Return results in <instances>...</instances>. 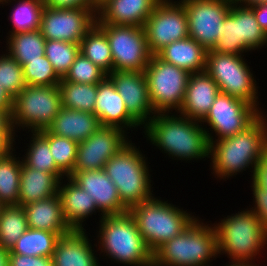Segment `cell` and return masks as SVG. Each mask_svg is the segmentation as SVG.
I'll return each instance as SVG.
<instances>
[{"label":"cell","mask_w":267,"mask_h":266,"mask_svg":"<svg viewBox=\"0 0 267 266\" xmlns=\"http://www.w3.org/2000/svg\"><path fill=\"white\" fill-rule=\"evenodd\" d=\"M143 128L144 138L173 160L209 158L210 143L200 121L178 112L157 113Z\"/></svg>","instance_id":"1"},{"label":"cell","mask_w":267,"mask_h":266,"mask_svg":"<svg viewBox=\"0 0 267 266\" xmlns=\"http://www.w3.org/2000/svg\"><path fill=\"white\" fill-rule=\"evenodd\" d=\"M267 149V132L263 118L259 116L250 126L234 136L210 143L209 158L213 176L227 180L252 169ZM251 167V168H250Z\"/></svg>","instance_id":"2"},{"label":"cell","mask_w":267,"mask_h":266,"mask_svg":"<svg viewBox=\"0 0 267 266\" xmlns=\"http://www.w3.org/2000/svg\"><path fill=\"white\" fill-rule=\"evenodd\" d=\"M97 231L98 250L115 263L124 266H153V253L128 212L103 216Z\"/></svg>","instance_id":"3"},{"label":"cell","mask_w":267,"mask_h":266,"mask_svg":"<svg viewBox=\"0 0 267 266\" xmlns=\"http://www.w3.org/2000/svg\"><path fill=\"white\" fill-rule=\"evenodd\" d=\"M199 219L153 253V266H210L219 256L217 235L214 225Z\"/></svg>","instance_id":"4"},{"label":"cell","mask_w":267,"mask_h":266,"mask_svg":"<svg viewBox=\"0 0 267 266\" xmlns=\"http://www.w3.org/2000/svg\"><path fill=\"white\" fill-rule=\"evenodd\" d=\"M139 148L129 142L103 168L116 185L118 196L128 210L154 197L147 158Z\"/></svg>","instance_id":"5"},{"label":"cell","mask_w":267,"mask_h":266,"mask_svg":"<svg viewBox=\"0 0 267 266\" xmlns=\"http://www.w3.org/2000/svg\"><path fill=\"white\" fill-rule=\"evenodd\" d=\"M218 254H226L230 262H253L267 245V231L247 208L214 223Z\"/></svg>","instance_id":"6"},{"label":"cell","mask_w":267,"mask_h":266,"mask_svg":"<svg viewBox=\"0 0 267 266\" xmlns=\"http://www.w3.org/2000/svg\"><path fill=\"white\" fill-rule=\"evenodd\" d=\"M137 228L149 250L154 253L165 242L179 235L197 217L179 206L153 197L130 208Z\"/></svg>","instance_id":"7"},{"label":"cell","mask_w":267,"mask_h":266,"mask_svg":"<svg viewBox=\"0 0 267 266\" xmlns=\"http://www.w3.org/2000/svg\"><path fill=\"white\" fill-rule=\"evenodd\" d=\"M61 109L59 85L26 86L13 99L11 125L15 135L18 127L28 132L47 129Z\"/></svg>","instance_id":"8"},{"label":"cell","mask_w":267,"mask_h":266,"mask_svg":"<svg viewBox=\"0 0 267 266\" xmlns=\"http://www.w3.org/2000/svg\"><path fill=\"white\" fill-rule=\"evenodd\" d=\"M241 55L209 50L205 72L217 83L219 91L240 98L259 110L257 81Z\"/></svg>","instance_id":"9"},{"label":"cell","mask_w":267,"mask_h":266,"mask_svg":"<svg viewBox=\"0 0 267 266\" xmlns=\"http://www.w3.org/2000/svg\"><path fill=\"white\" fill-rule=\"evenodd\" d=\"M151 105L155 113L179 112L190 73L152 55L144 70Z\"/></svg>","instance_id":"10"},{"label":"cell","mask_w":267,"mask_h":266,"mask_svg":"<svg viewBox=\"0 0 267 266\" xmlns=\"http://www.w3.org/2000/svg\"><path fill=\"white\" fill-rule=\"evenodd\" d=\"M109 41L113 71L143 72L152 53L149 50L144 27L133 25H105L97 18L95 23Z\"/></svg>","instance_id":"11"},{"label":"cell","mask_w":267,"mask_h":266,"mask_svg":"<svg viewBox=\"0 0 267 266\" xmlns=\"http://www.w3.org/2000/svg\"><path fill=\"white\" fill-rule=\"evenodd\" d=\"M259 116L260 110L256 106L240 98L219 92L201 124L207 133L209 143H212L214 139H224L243 131ZM204 123L210 127V131L207 126L204 127Z\"/></svg>","instance_id":"12"},{"label":"cell","mask_w":267,"mask_h":266,"mask_svg":"<svg viewBox=\"0 0 267 266\" xmlns=\"http://www.w3.org/2000/svg\"><path fill=\"white\" fill-rule=\"evenodd\" d=\"M144 30L152 55L174 41L189 37L184 5L179 0H161L147 18Z\"/></svg>","instance_id":"13"},{"label":"cell","mask_w":267,"mask_h":266,"mask_svg":"<svg viewBox=\"0 0 267 266\" xmlns=\"http://www.w3.org/2000/svg\"><path fill=\"white\" fill-rule=\"evenodd\" d=\"M188 18L189 37L207 51L212 50L222 35V23L229 13L230 0H179Z\"/></svg>","instance_id":"14"},{"label":"cell","mask_w":267,"mask_h":266,"mask_svg":"<svg viewBox=\"0 0 267 266\" xmlns=\"http://www.w3.org/2000/svg\"><path fill=\"white\" fill-rule=\"evenodd\" d=\"M96 12L90 8H51L42 11L40 32L46 40H60L80 44L96 23Z\"/></svg>","instance_id":"15"},{"label":"cell","mask_w":267,"mask_h":266,"mask_svg":"<svg viewBox=\"0 0 267 266\" xmlns=\"http://www.w3.org/2000/svg\"><path fill=\"white\" fill-rule=\"evenodd\" d=\"M127 137L122 129L101 126L89 138L78 143L73 171L103 169L111 157L131 142Z\"/></svg>","instance_id":"16"},{"label":"cell","mask_w":267,"mask_h":266,"mask_svg":"<svg viewBox=\"0 0 267 266\" xmlns=\"http://www.w3.org/2000/svg\"><path fill=\"white\" fill-rule=\"evenodd\" d=\"M107 77L123 99L128 113L143 128L156 114L149 99L144 71H113Z\"/></svg>","instance_id":"17"},{"label":"cell","mask_w":267,"mask_h":266,"mask_svg":"<svg viewBox=\"0 0 267 266\" xmlns=\"http://www.w3.org/2000/svg\"><path fill=\"white\" fill-rule=\"evenodd\" d=\"M69 177L94 199L104 216L128 212L118 196L116 185L103 169L73 171Z\"/></svg>","instance_id":"18"},{"label":"cell","mask_w":267,"mask_h":266,"mask_svg":"<svg viewBox=\"0 0 267 266\" xmlns=\"http://www.w3.org/2000/svg\"><path fill=\"white\" fill-rule=\"evenodd\" d=\"M94 114L101 126L116 127L128 134V128L132 132L138 126L141 127L126 110L123 99L108 77L97 84Z\"/></svg>","instance_id":"19"},{"label":"cell","mask_w":267,"mask_h":266,"mask_svg":"<svg viewBox=\"0 0 267 266\" xmlns=\"http://www.w3.org/2000/svg\"><path fill=\"white\" fill-rule=\"evenodd\" d=\"M219 92L217 83L205 71L190 74L178 114L201 122L209 113Z\"/></svg>","instance_id":"20"},{"label":"cell","mask_w":267,"mask_h":266,"mask_svg":"<svg viewBox=\"0 0 267 266\" xmlns=\"http://www.w3.org/2000/svg\"><path fill=\"white\" fill-rule=\"evenodd\" d=\"M161 0H106L98 9L97 19L105 25L144 27L145 22Z\"/></svg>","instance_id":"21"},{"label":"cell","mask_w":267,"mask_h":266,"mask_svg":"<svg viewBox=\"0 0 267 266\" xmlns=\"http://www.w3.org/2000/svg\"><path fill=\"white\" fill-rule=\"evenodd\" d=\"M86 230H73L61 236L52 254L54 266H100L97 252ZM93 247V249H92ZM95 250V251H94Z\"/></svg>","instance_id":"22"},{"label":"cell","mask_w":267,"mask_h":266,"mask_svg":"<svg viewBox=\"0 0 267 266\" xmlns=\"http://www.w3.org/2000/svg\"><path fill=\"white\" fill-rule=\"evenodd\" d=\"M66 180L67 184L63 183V179L59 182L58 195L68 225L73 230H84L83 222L96 211L100 213L101 220L104 215L98 210L94 199L70 177H66Z\"/></svg>","instance_id":"23"},{"label":"cell","mask_w":267,"mask_h":266,"mask_svg":"<svg viewBox=\"0 0 267 266\" xmlns=\"http://www.w3.org/2000/svg\"><path fill=\"white\" fill-rule=\"evenodd\" d=\"M23 208L26 212L28 228L54 232L60 237L73 231L63 215L58 193L47 199L23 205Z\"/></svg>","instance_id":"24"},{"label":"cell","mask_w":267,"mask_h":266,"mask_svg":"<svg viewBox=\"0 0 267 266\" xmlns=\"http://www.w3.org/2000/svg\"><path fill=\"white\" fill-rule=\"evenodd\" d=\"M100 127L95 114L62 107L47 130L56 136L66 137L80 143Z\"/></svg>","instance_id":"25"},{"label":"cell","mask_w":267,"mask_h":266,"mask_svg":"<svg viewBox=\"0 0 267 266\" xmlns=\"http://www.w3.org/2000/svg\"><path fill=\"white\" fill-rule=\"evenodd\" d=\"M207 50L194 39L187 37L174 41L156 55L190 74L205 71Z\"/></svg>","instance_id":"26"},{"label":"cell","mask_w":267,"mask_h":266,"mask_svg":"<svg viewBox=\"0 0 267 266\" xmlns=\"http://www.w3.org/2000/svg\"><path fill=\"white\" fill-rule=\"evenodd\" d=\"M59 182L53 173L34 170L22 162L19 204L23 206L56 195Z\"/></svg>","instance_id":"27"},{"label":"cell","mask_w":267,"mask_h":266,"mask_svg":"<svg viewBox=\"0 0 267 266\" xmlns=\"http://www.w3.org/2000/svg\"><path fill=\"white\" fill-rule=\"evenodd\" d=\"M31 139L26 149V156L21 157L22 162L38 171L53 173L60 181L67 177L57 166L49 147V131L31 132ZM65 177V178H64Z\"/></svg>","instance_id":"28"},{"label":"cell","mask_w":267,"mask_h":266,"mask_svg":"<svg viewBox=\"0 0 267 266\" xmlns=\"http://www.w3.org/2000/svg\"><path fill=\"white\" fill-rule=\"evenodd\" d=\"M6 51L24 66L29 60L45 55L46 39L40 30L21 32L6 36Z\"/></svg>","instance_id":"29"},{"label":"cell","mask_w":267,"mask_h":266,"mask_svg":"<svg viewBox=\"0 0 267 266\" xmlns=\"http://www.w3.org/2000/svg\"><path fill=\"white\" fill-rule=\"evenodd\" d=\"M59 238L60 236L54 232L28 228L18 238L9 254L52 257Z\"/></svg>","instance_id":"30"},{"label":"cell","mask_w":267,"mask_h":266,"mask_svg":"<svg viewBox=\"0 0 267 266\" xmlns=\"http://www.w3.org/2000/svg\"><path fill=\"white\" fill-rule=\"evenodd\" d=\"M15 1L10 12V23L12 29L8 35L21 32H30L39 30L42 11L45 7L43 0H2L1 5H9ZM16 5V6H15Z\"/></svg>","instance_id":"31"},{"label":"cell","mask_w":267,"mask_h":266,"mask_svg":"<svg viewBox=\"0 0 267 266\" xmlns=\"http://www.w3.org/2000/svg\"><path fill=\"white\" fill-rule=\"evenodd\" d=\"M80 53L101 68L107 75L113 72V58L106 34L96 25L80 42Z\"/></svg>","instance_id":"32"},{"label":"cell","mask_w":267,"mask_h":266,"mask_svg":"<svg viewBox=\"0 0 267 266\" xmlns=\"http://www.w3.org/2000/svg\"><path fill=\"white\" fill-rule=\"evenodd\" d=\"M15 147L6 156L0 158V201L4 205L19 204L21 157L16 158Z\"/></svg>","instance_id":"33"},{"label":"cell","mask_w":267,"mask_h":266,"mask_svg":"<svg viewBox=\"0 0 267 266\" xmlns=\"http://www.w3.org/2000/svg\"><path fill=\"white\" fill-rule=\"evenodd\" d=\"M59 90L62 107L94 114L97 84L75 83L61 78Z\"/></svg>","instance_id":"34"},{"label":"cell","mask_w":267,"mask_h":266,"mask_svg":"<svg viewBox=\"0 0 267 266\" xmlns=\"http://www.w3.org/2000/svg\"><path fill=\"white\" fill-rule=\"evenodd\" d=\"M27 229V216L23 206L4 205L0 214V246L10 251Z\"/></svg>","instance_id":"35"},{"label":"cell","mask_w":267,"mask_h":266,"mask_svg":"<svg viewBox=\"0 0 267 266\" xmlns=\"http://www.w3.org/2000/svg\"><path fill=\"white\" fill-rule=\"evenodd\" d=\"M222 35L212 49L219 53H228L244 56L248 52L240 44L239 4L232 2L229 13L222 23Z\"/></svg>","instance_id":"36"},{"label":"cell","mask_w":267,"mask_h":266,"mask_svg":"<svg viewBox=\"0 0 267 266\" xmlns=\"http://www.w3.org/2000/svg\"><path fill=\"white\" fill-rule=\"evenodd\" d=\"M44 50L45 56L52 64L57 75L64 78L76 56L80 53V44L60 40H46Z\"/></svg>","instance_id":"37"},{"label":"cell","mask_w":267,"mask_h":266,"mask_svg":"<svg viewBox=\"0 0 267 266\" xmlns=\"http://www.w3.org/2000/svg\"><path fill=\"white\" fill-rule=\"evenodd\" d=\"M240 44L249 52L266 45L267 34L257 23L251 7L239 4Z\"/></svg>","instance_id":"38"},{"label":"cell","mask_w":267,"mask_h":266,"mask_svg":"<svg viewBox=\"0 0 267 266\" xmlns=\"http://www.w3.org/2000/svg\"><path fill=\"white\" fill-rule=\"evenodd\" d=\"M23 72L27 86H55L61 81L45 55L39 59L29 60L23 66Z\"/></svg>","instance_id":"39"},{"label":"cell","mask_w":267,"mask_h":266,"mask_svg":"<svg viewBox=\"0 0 267 266\" xmlns=\"http://www.w3.org/2000/svg\"><path fill=\"white\" fill-rule=\"evenodd\" d=\"M49 147L56 166L69 177L76 162L78 143L49 132Z\"/></svg>","instance_id":"40"},{"label":"cell","mask_w":267,"mask_h":266,"mask_svg":"<svg viewBox=\"0 0 267 266\" xmlns=\"http://www.w3.org/2000/svg\"><path fill=\"white\" fill-rule=\"evenodd\" d=\"M0 86L13 98L27 86L24 80L23 66L7 51L0 55Z\"/></svg>","instance_id":"41"},{"label":"cell","mask_w":267,"mask_h":266,"mask_svg":"<svg viewBox=\"0 0 267 266\" xmlns=\"http://www.w3.org/2000/svg\"><path fill=\"white\" fill-rule=\"evenodd\" d=\"M106 77L107 74L101 68L79 53L63 79L75 83L98 84Z\"/></svg>","instance_id":"42"},{"label":"cell","mask_w":267,"mask_h":266,"mask_svg":"<svg viewBox=\"0 0 267 266\" xmlns=\"http://www.w3.org/2000/svg\"><path fill=\"white\" fill-rule=\"evenodd\" d=\"M251 189L253 194V207L249 210L257 217L263 228L267 231V194H264V190L251 183Z\"/></svg>","instance_id":"43"},{"label":"cell","mask_w":267,"mask_h":266,"mask_svg":"<svg viewBox=\"0 0 267 266\" xmlns=\"http://www.w3.org/2000/svg\"><path fill=\"white\" fill-rule=\"evenodd\" d=\"M9 266H54L51 257L9 254Z\"/></svg>","instance_id":"44"},{"label":"cell","mask_w":267,"mask_h":266,"mask_svg":"<svg viewBox=\"0 0 267 266\" xmlns=\"http://www.w3.org/2000/svg\"><path fill=\"white\" fill-rule=\"evenodd\" d=\"M251 179V182L264 190V194H267V149L258 159L257 165L251 175Z\"/></svg>","instance_id":"45"},{"label":"cell","mask_w":267,"mask_h":266,"mask_svg":"<svg viewBox=\"0 0 267 266\" xmlns=\"http://www.w3.org/2000/svg\"><path fill=\"white\" fill-rule=\"evenodd\" d=\"M45 6L51 8H90L96 13L98 12L99 6L96 0H43Z\"/></svg>","instance_id":"46"},{"label":"cell","mask_w":267,"mask_h":266,"mask_svg":"<svg viewBox=\"0 0 267 266\" xmlns=\"http://www.w3.org/2000/svg\"><path fill=\"white\" fill-rule=\"evenodd\" d=\"M14 131H0V158L6 156L14 148L15 142Z\"/></svg>","instance_id":"47"},{"label":"cell","mask_w":267,"mask_h":266,"mask_svg":"<svg viewBox=\"0 0 267 266\" xmlns=\"http://www.w3.org/2000/svg\"><path fill=\"white\" fill-rule=\"evenodd\" d=\"M260 28L267 34V3L251 6Z\"/></svg>","instance_id":"48"},{"label":"cell","mask_w":267,"mask_h":266,"mask_svg":"<svg viewBox=\"0 0 267 266\" xmlns=\"http://www.w3.org/2000/svg\"><path fill=\"white\" fill-rule=\"evenodd\" d=\"M13 97L0 86V110H5L10 116L13 109Z\"/></svg>","instance_id":"49"},{"label":"cell","mask_w":267,"mask_h":266,"mask_svg":"<svg viewBox=\"0 0 267 266\" xmlns=\"http://www.w3.org/2000/svg\"><path fill=\"white\" fill-rule=\"evenodd\" d=\"M0 131H13L11 116L5 110H0Z\"/></svg>","instance_id":"50"},{"label":"cell","mask_w":267,"mask_h":266,"mask_svg":"<svg viewBox=\"0 0 267 266\" xmlns=\"http://www.w3.org/2000/svg\"><path fill=\"white\" fill-rule=\"evenodd\" d=\"M0 266H9V250L0 246Z\"/></svg>","instance_id":"51"},{"label":"cell","mask_w":267,"mask_h":266,"mask_svg":"<svg viewBox=\"0 0 267 266\" xmlns=\"http://www.w3.org/2000/svg\"><path fill=\"white\" fill-rule=\"evenodd\" d=\"M236 3L243 5V6H254L262 3H267V0H236Z\"/></svg>","instance_id":"52"},{"label":"cell","mask_w":267,"mask_h":266,"mask_svg":"<svg viewBox=\"0 0 267 266\" xmlns=\"http://www.w3.org/2000/svg\"><path fill=\"white\" fill-rule=\"evenodd\" d=\"M228 265L225 266H257V264H254L253 262H228ZM259 266V264H258Z\"/></svg>","instance_id":"53"},{"label":"cell","mask_w":267,"mask_h":266,"mask_svg":"<svg viewBox=\"0 0 267 266\" xmlns=\"http://www.w3.org/2000/svg\"><path fill=\"white\" fill-rule=\"evenodd\" d=\"M263 113H265V112H263V110L261 109L260 110V116L263 118V121H264L265 126H266V132H267V119H266L267 115L265 116V114H263Z\"/></svg>","instance_id":"54"},{"label":"cell","mask_w":267,"mask_h":266,"mask_svg":"<svg viewBox=\"0 0 267 266\" xmlns=\"http://www.w3.org/2000/svg\"><path fill=\"white\" fill-rule=\"evenodd\" d=\"M96 1H97V5L100 6L106 0H96Z\"/></svg>","instance_id":"55"},{"label":"cell","mask_w":267,"mask_h":266,"mask_svg":"<svg viewBox=\"0 0 267 266\" xmlns=\"http://www.w3.org/2000/svg\"><path fill=\"white\" fill-rule=\"evenodd\" d=\"M3 207H4V204L0 201V214H1Z\"/></svg>","instance_id":"56"}]
</instances>
